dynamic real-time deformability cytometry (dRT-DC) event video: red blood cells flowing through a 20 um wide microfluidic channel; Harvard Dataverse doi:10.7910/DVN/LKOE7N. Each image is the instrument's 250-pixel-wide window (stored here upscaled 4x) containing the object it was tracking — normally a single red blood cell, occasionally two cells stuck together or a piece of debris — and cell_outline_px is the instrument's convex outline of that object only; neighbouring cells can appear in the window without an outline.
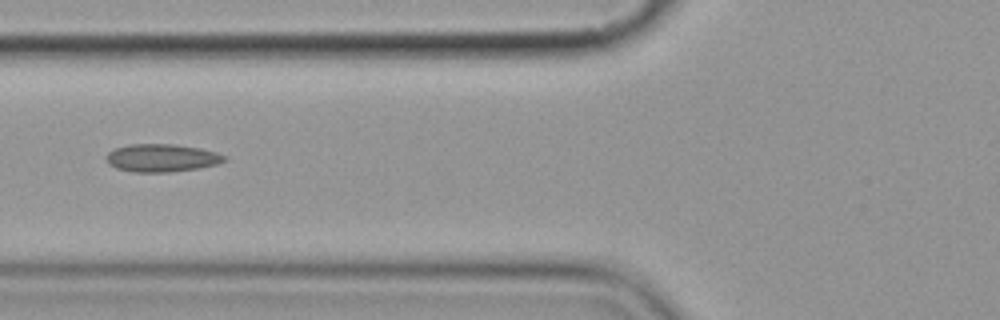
{"species": "common noctule bat (a hibernating species)", "species_latin": "Nyctalus noctula", "temperature_condition": "cold", "stored_images_in_passage": 14, "camera_frame_rate_fps": 3000, "um_per_image_px": 0.085, "animal": {"sex": "female", "body_mass_g": 19.9}, "frame": {"image": 1, "passage_image": 5, "time_ms": 5.667, "image_size_px": [1000, 320], "cell_outline_px": [[228, 160], [216, 164], [200, 168], [168, 172], [132, 172], [116, 168], [108, 164], [108, 152], [116, 148], [128, 144], [176, 144], [200, 148], [216, 152], [228, 156]], "centroid_in_image_um": [13.79, 13.42], "position_along_channel_um": 112.0, "area_um2": 19.25}}
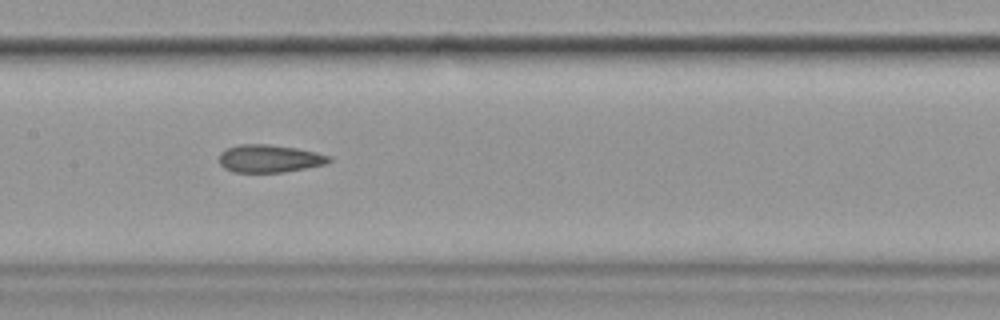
{"frame": {"image": 2, "passage_image": 7, "time_ms": 7.667, "image_size_px": [1000, 320], "cell_outline_px": [[332, 160], [328, 164], [284, 172], [232, 172], [224, 168], [220, 164], [220, 152], [228, 148], [240, 144], [268, 144], [296, 148], [316, 152], [332, 156]], "centroid_in_image_um": [22.94, 13.48], "position_along_channel_um": 184.5, "area_um2": 17.86}}
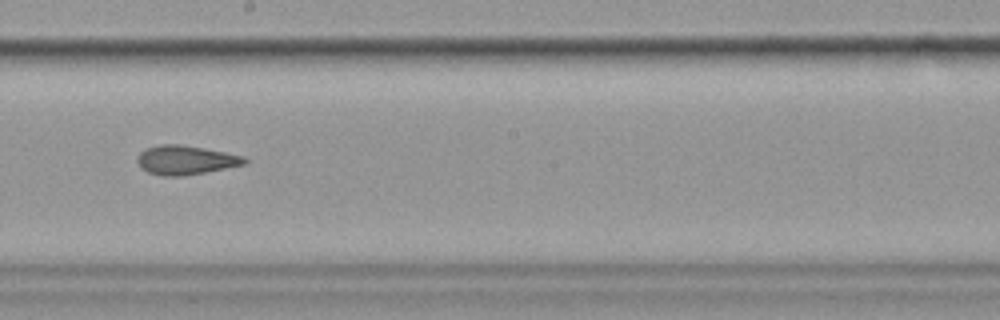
{"frame": {"image": 3, "passage_image": 8, "time_ms": 9.0, "image_size_px": [1000, 320], "cell_outline_px": [[248, 164], [184, 176], [164, 176], [148, 172], [140, 168], [136, 160], [140, 152], [148, 148], [160, 144], [180, 144], [204, 148], [244, 156], [248, 160]], "centroid_in_image_um": [15.79, 13.61], "position_along_channel_um": 232.4, "area_um2": 18.26}}